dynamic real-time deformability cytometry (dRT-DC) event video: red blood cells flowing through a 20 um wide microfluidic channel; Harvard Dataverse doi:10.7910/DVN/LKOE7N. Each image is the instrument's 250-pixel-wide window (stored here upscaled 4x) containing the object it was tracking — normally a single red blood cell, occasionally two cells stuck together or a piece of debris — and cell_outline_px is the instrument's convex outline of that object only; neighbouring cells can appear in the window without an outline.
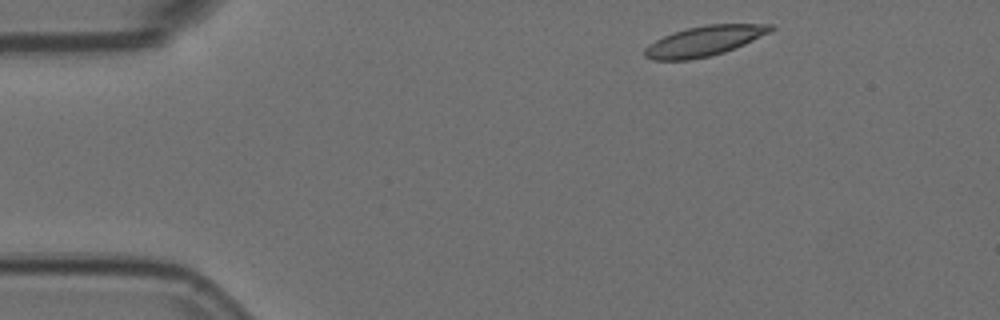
{"species": "Egyptian fruit bat (a non-hibernating species)", "species_latin": "Rousettus aegyptiacus", "temperature_condition": "room temperature", "stored_images_in_passage": 4, "camera_frame_rate_fps": 3000, "um_per_image_px": 0.085, "animal": {"sex": "female"}, "frame": {"image": 1, "passage_image": 1, "time_ms": 0.0, "image_size_px": [1000, 320], "cell_outline_px": [[776, 28], [744, 44], [724, 52], [708, 56], [688, 60], [652, 60], [644, 56], [644, 48], [648, 44], [664, 36], [688, 28], [708, 24], [772, 24]], "centroid_in_image_um": [59.83, 3.49], "position_along_channel_um": 25.2, "area_um2": 21.73}}
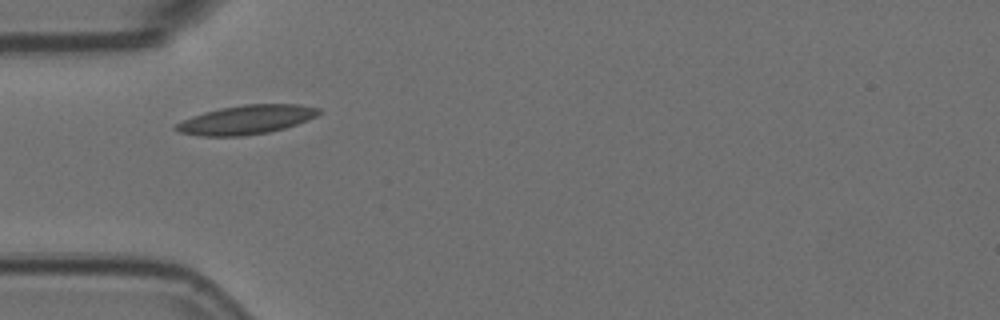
{"frame": {"image": 2, "passage_image": 3, "time_ms": 0.667, "image_size_px": [1000, 320], "cell_outline_px": [[320, 112], [316, 116], [308, 120], [284, 128], [268, 132], [244, 136], [200, 136], [180, 132], [172, 128], [176, 124], [192, 116], [204, 112], [220, 108], [244, 104], [300, 104], [320, 108]], "centroid_in_image_um": [20.94, 10.17], "position_along_channel_um": 64.1, "area_um2": 24.1}}
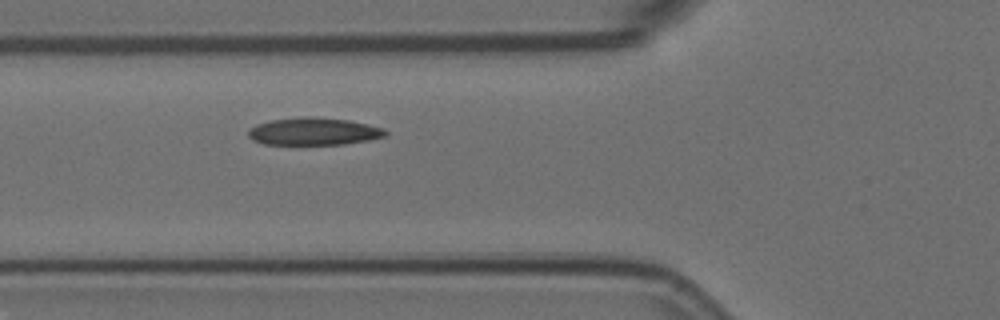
{"frame": {"image": 3, "passage_image": 4, "time_ms": 1.0, "image_size_px": [1000, 320], "cell_outline_px": [[388, 136], [368, 140], [344, 144], [264, 144], [252, 140], [248, 136], [248, 128], [256, 124], [272, 120], [304, 116], [312, 116], [348, 120], [384, 128], [388, 132]], "centroid_in_image_um": [26.66, 11.17], "position_along_channel_um": 99.1, "area_um2": 22.02}}